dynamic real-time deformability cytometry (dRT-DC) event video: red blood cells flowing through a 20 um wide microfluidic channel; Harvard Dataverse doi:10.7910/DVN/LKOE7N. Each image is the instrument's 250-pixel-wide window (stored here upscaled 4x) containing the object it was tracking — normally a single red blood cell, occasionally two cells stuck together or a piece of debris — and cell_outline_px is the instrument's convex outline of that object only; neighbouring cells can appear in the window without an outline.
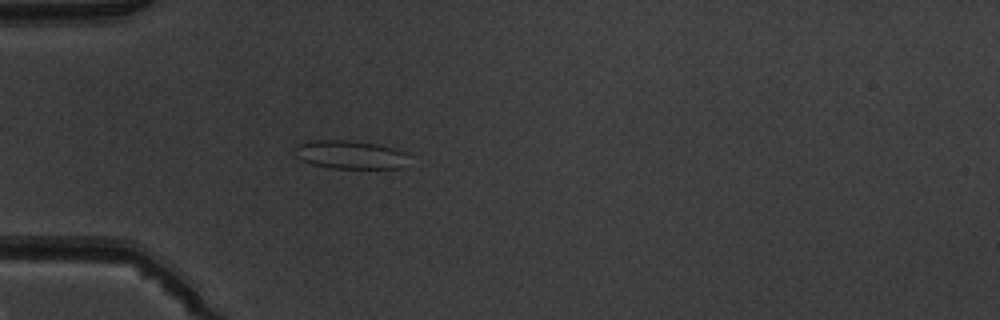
{"species": "common noctule bat (a hibernating species)", "species_latin": "Nyctalus noctula", "temperature_condition": "warm", "stored_images_in_passage": 4, "camera_frame_rate_fps": 3000, "um_per_image_px": 0.085, "animal": {"sex": "male", "body_mass_g": 19.5, "forearm_length_mm": 54.6}, "frame": {"image": 1, "passage_image": 4, "time_ms": 3.667, "image_size_px": [1000, 320], "cell_outline_px": [[404, 168], [332, 168], [312, 164], [300, 160], [296, 156], [292, 148], [296, 144], [308, 140], [352, 140], [376, 144], [392, 148], [404, 152]], "centroid_in_image_um": [29.63, 13.13], "position_along_channel_um": 55.4, "area_um2": 18.84}}